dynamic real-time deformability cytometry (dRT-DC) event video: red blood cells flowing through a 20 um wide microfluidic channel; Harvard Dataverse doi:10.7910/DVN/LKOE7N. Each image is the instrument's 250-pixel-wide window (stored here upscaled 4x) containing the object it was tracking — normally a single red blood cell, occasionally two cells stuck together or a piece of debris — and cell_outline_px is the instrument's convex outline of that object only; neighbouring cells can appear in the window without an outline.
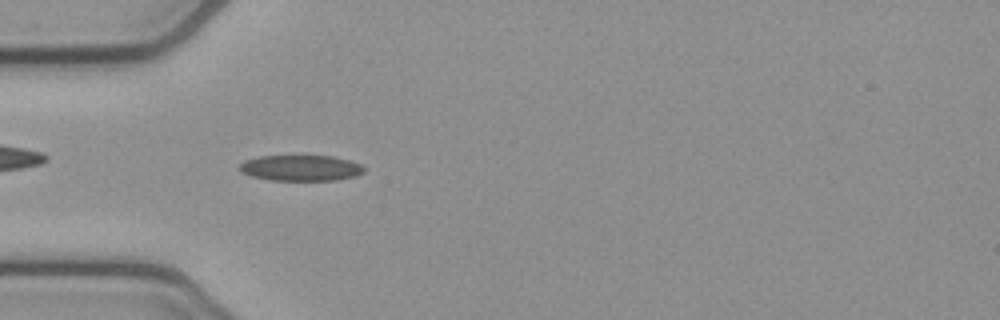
{"species": "common noctule bat (a hibernating species)", "species_latin": "Nyctalus noctula", "temperature_condition": "cold", "stored_images_in_passage": 38, "camera_frame_rate_fps": 3000, "um_per_image_px": 0.085, "animal": {"sex": "female", "body_mass_g": 21.9}, "frame": {"image": 1, "passage_image": 1, "time_ms": 0.0, "image_size_px": [1000, 320], "cell_outline_px": [[364, 172], [356, 176], [336, 180], [272, 180], [252, 176], [240, 172], [236, 168], [244, 160], [260, 156], [332, 156], [348, 160], [360, 164], [364, 168]], "centroid_in_image_um": [25.53, 14.28], "position_along_channel_um": 59.5, "area_um2": 18.73}}
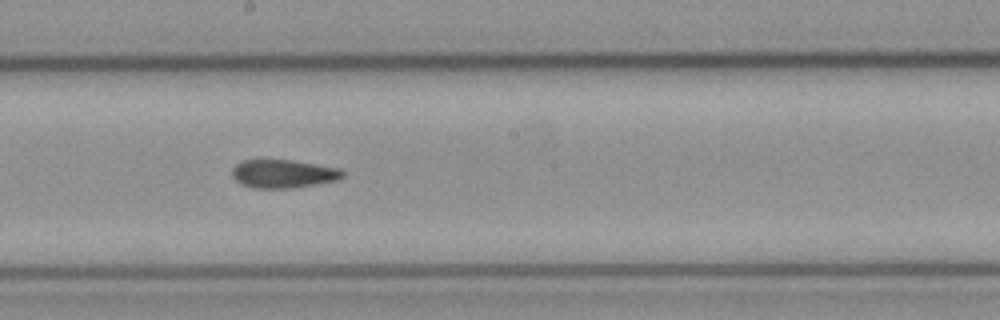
{"frame": {"image": 2, "passage_image": 14, "time_ms": 4.333, "image_size_px": [1000, 320], "cell_outline_px": [[344, 176], [340, 180], [292, 188], [252, 188], [240, 184], [232, 176], [232, 168], [236, 164], [244, 160], [292, 160], [340, 168], [344, 172]], "centroid_in_image_um": [24.09, 14.77], "position_along_channel_um": 224.1, "area_um2": 18.38}}
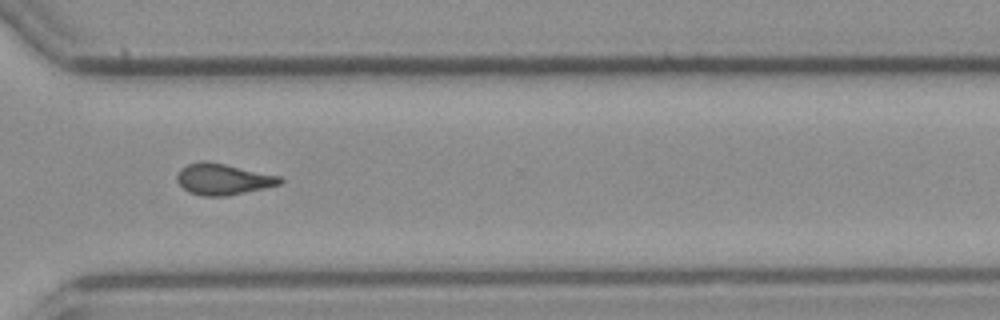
{"frame": {"image": 3, "passage_image": 24, "time_ms": 7.667, "image_size_px": [1000, 320], "cell_outline_px": [[284, 184], [228, 196], [200, 196], [188, 192], [176, 180], [176, 176], [180, 168], [188, 164], [200, 160], [204, 160], [224, 164], [280, 176], [284, 180]], "centroid_in_image_um": [18.96, 15.24], "position_along_channel_um": 351.6, "area_um2": 18.9}, "authors_computed_cell_mechanics": {"area_um2": 18.2937, "velocity_mm_per_s": 3.8336, "shape_relaxation_time_tau1_ms": 6.6411, "shape_relaxation_time_tau2_ms": 2.0612, "deformation_change_tau1": 0.1619, "deformation_change_tau2": 0.0937}}